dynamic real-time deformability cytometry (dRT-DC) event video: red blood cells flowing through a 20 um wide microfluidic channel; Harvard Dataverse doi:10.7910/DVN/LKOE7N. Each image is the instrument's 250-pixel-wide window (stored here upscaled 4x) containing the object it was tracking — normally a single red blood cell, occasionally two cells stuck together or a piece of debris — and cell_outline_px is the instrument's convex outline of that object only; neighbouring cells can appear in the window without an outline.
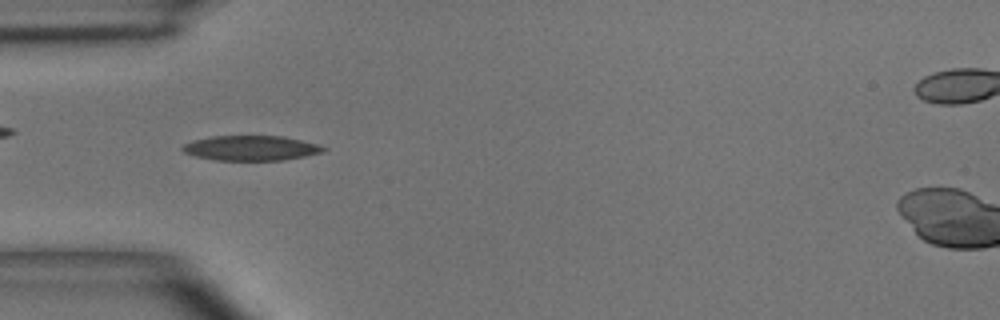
{"species": "common noctule bat (a hibernating species)", "species_latin": "Nyctalus noctula", "temperature_condition": "room temperature", "stored_images_in_passage": 50, "camera_frame_rate_fps": 3000, "um_per_image_px": 0.085, "animal": {"sex": "male", "body_mass_g": 15.6}, "frame": {"image": 1, "passage_image": 15, "time_ms": 4.667, "image_size_px": [1000, 320], "cell_outline_px": [[328, 148], [324, 152], [284, 160], [216, 160], [196, 156], [184, 152], [180, 148], [184, 144], [192, 140], [212, 136], [284, 136], [316, 144]], "centroid_in_image_um": [21.32, 12.58], "position_along_channel_um": 63.7, "area_um2": 20.4}}
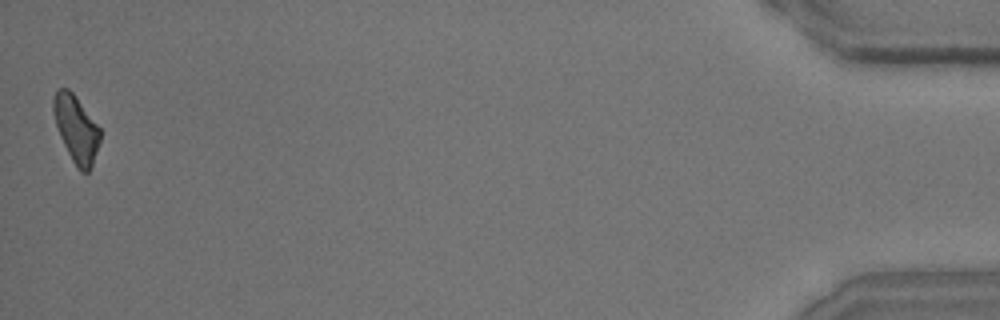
{"frame": {"image": 2, "passage_image": 50, "time_ms": 16.333, "image_size_px": [1000, 320], "cell_outline_px": [[100, 140], [92, 164], [88, 172], [80, 172], [72, 160], [60, 136], [56, 124], [52, 108], [52, 100], [56, 92], [60, 88], [68, 88], [76, 96], [100, 128]], "centroid_in_image_um": [6.47, 10.94], "position_along_channel_um": 428.7, "area_um2": 17.92}, "authors_computed_cell_mechanics": {"area_um2": 19.363, "velocity_mm_per_s": 3.9147, "shape_relaxation_time_tau1_ms": 4.706, "shape_relaxation_time_tau2_ms": 6.4422, "deformation_change_tau1": 0.1528, "deformation_change_tau2": 0.1754}}